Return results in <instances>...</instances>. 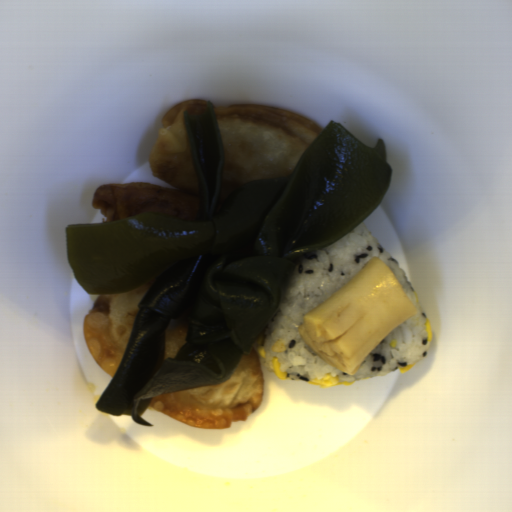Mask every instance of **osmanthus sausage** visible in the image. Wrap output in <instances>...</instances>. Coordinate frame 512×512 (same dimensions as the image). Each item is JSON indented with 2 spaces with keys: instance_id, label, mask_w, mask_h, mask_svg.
Wrapping results in <instances>:
<instances>
[{
  "instance_id": "d35146e8",
  "label": "osmanthus sausage",
  "mask_w": 512,
  "mask_h": 512,
  "mask_svg": "<svg viewBox=\"0 0 512 512\" xmlns=\"http://www.w3.org/2000/svg\"><path fill=\"white\" fill-rule=\"evenodd\" d=\"M416 312L396 275L375 256L303 316L297 330L323 360L353 376L385 336Z\"/></svg>"
}]
</instances>
